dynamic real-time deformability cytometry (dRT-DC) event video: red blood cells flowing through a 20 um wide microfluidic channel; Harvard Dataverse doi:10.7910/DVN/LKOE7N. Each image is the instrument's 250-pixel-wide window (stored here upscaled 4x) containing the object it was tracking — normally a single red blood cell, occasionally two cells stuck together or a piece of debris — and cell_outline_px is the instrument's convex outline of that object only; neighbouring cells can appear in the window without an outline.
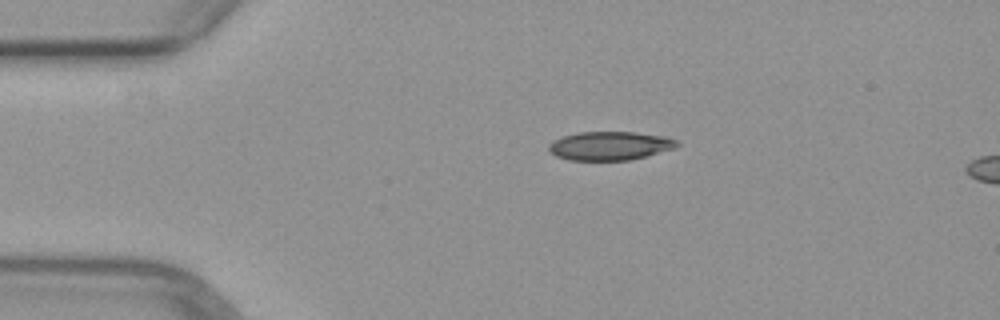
{"species": "common noctule bat (a hibernating species)", "species_latin": "Nyctalus noctula", "temperature_condition": "warm", "stored_images_in_passage": 3, "segment_of_instrument_passage": [1, 2], "camera_frame_rate_fps": 3000, "um_per_image_px": 0.085, "animal": {"sex": "female", "body_mass_g": 29.2, "forearm_length_mm": 56.3}, "frame": {"image": 1, "passage_image": 1, "time_ms": 0.0, "image_size_px": [1000, 320], "cell_outline_px": [[680, 144], [676, 148], [628, 160], [568, 160], [556, 156], [548, 148], [548, 144], [564, 136], [576, 132], [636, 132], [664, 136], [676, 140]], "centroid_in_image_um": [51.85, 12.39], "position_along_channel_um": 33.1, "area_um2": 21.27}}